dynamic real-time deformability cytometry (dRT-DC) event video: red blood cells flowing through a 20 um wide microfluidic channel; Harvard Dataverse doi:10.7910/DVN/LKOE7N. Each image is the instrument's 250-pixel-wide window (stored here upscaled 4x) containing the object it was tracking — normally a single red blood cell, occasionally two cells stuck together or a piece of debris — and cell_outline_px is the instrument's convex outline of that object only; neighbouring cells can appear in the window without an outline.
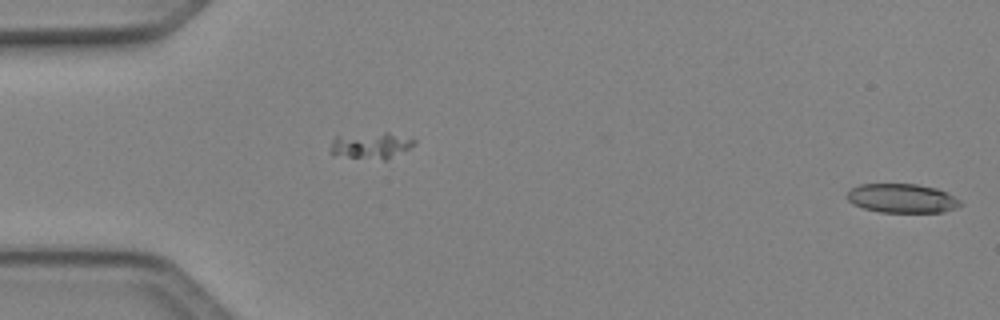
{"species": "Egyptian fruit bat (a non-hibernating species)", "species_latin": "Rousettus aegyptiacus", "temperature_condition": "cold", "stored_images_in_passage": 16, "segment_of_instrument_passage": [2, 2], "camera_frame_rate_fps": 3000, "um_per_image_px": 0.085, "animal": {"sex": "female"}, "frame": {"image": 1, "passage_image": 16, "time_ms": 5.0, "image_size_px": [1000, 320], "cell_outline_px": [[964, 204], [956, 208], [944, 212], [880, 212], [864, 208], [852, 204], [848, 200], [848, 192], [852, 188], [860, 184], [916, 184], [936, 188], [948, 192], [960, 200]], "centroid_in_image_um": [76.72, 16.86], "position_along_channel_um": 8.3, "area_um2": 19.25}}